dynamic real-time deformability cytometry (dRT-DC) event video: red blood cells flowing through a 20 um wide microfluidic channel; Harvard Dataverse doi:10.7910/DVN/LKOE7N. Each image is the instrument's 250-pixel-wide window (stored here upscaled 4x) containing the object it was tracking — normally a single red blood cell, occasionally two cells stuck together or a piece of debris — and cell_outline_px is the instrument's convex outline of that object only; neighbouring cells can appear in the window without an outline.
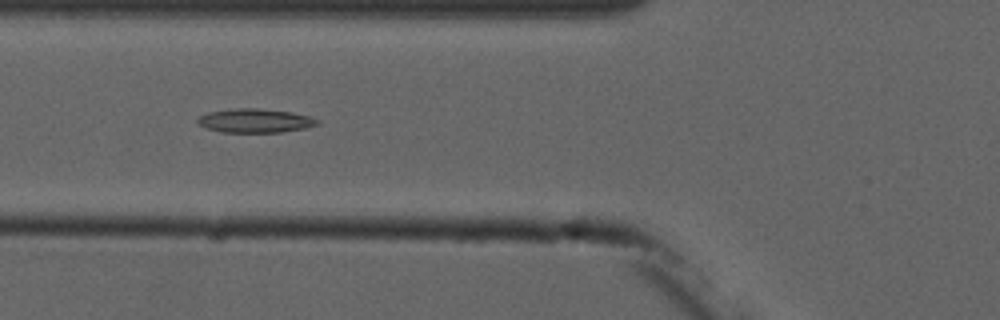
{"species": "common noctule bat (a hibernating species)", "species_latin": "Nyctalus noctula", "temperature_condition": "cold", "stored_images_in_passage": 7, "camera_frame_rate_fps": 3000, "um_per_image_px": 0.085, "animal": {"sex": "male", "forearm_length_mm": 52.5}, "frame": {"image": 1, "passage_image": 6, "time_ms": 5.667, "image_size_px": [1000, 320], "cell_outline_px": [[320, 124], [304, 128], [280, 132], [220, 132], [204, 128], [196, 120], [200, 116], [208, 112], [232, 108], [260, 108], [288, 112], [308, 116], [320, 120]], "centroid_in_image_um": [21.65, 10.26], "position_along_channel_um": 104.2, "area_um2": 16.65}}
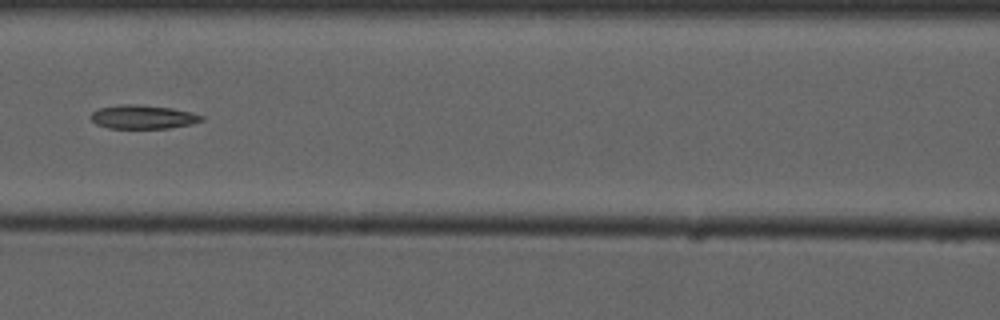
{"frame": {"image": 2, "passage_image": 7, "time_ms": 7.0, "image_size_px": [1000, 320], "cell_outline_px": [[204, 120], [192, 124], [168, 128], [108, 128], [96, 124], [88, 116], [92, 112], [100, 108], [120, 104], [136, 104], [172, 108], [192, 112], [204, 116]], "centroid_in_image_um": [12.15, 9.94], "position_along_channel_um": 154.4, "area_um2": 15.43}}